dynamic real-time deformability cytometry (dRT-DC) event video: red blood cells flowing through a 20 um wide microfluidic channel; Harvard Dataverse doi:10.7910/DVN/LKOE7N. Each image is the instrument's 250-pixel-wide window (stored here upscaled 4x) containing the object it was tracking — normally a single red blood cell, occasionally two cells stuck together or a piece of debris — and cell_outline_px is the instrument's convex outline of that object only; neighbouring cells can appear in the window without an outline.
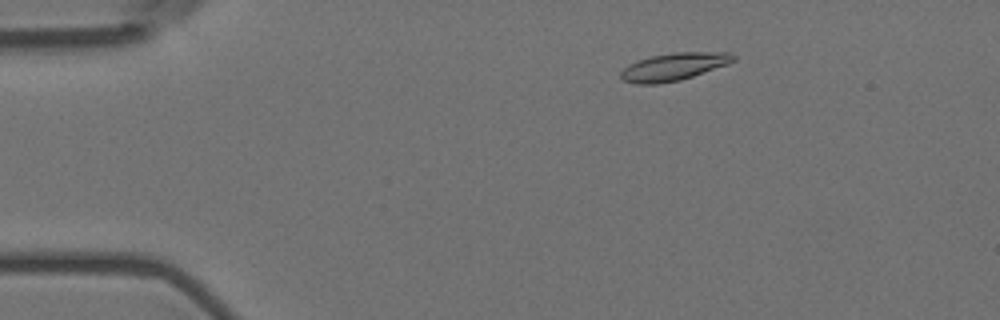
{"species": "Egyptian fruit bat (a non-hibernating species)", "species_latin": "Rousettus aegyptiacus", "temperature_condition": "room temperature", "stored_images_in_passage": 26, "camera_frame_rate_fps": 3000, "um_per_image_px": 0.085, "animal": {"sex": "female"}, "frame": {"image": 1, "passage_image": 1, "time_ms": 0.0, "image_size_px": [1000, 320], "cell_outline_px": [[736, 60], [728, 64], [680, 80], [656, 84], [636, 84], [624, 80], [620, 76], [620, 72], [628, 64], [652, 56], [676, 52], [732, 52], [736, 56]], "centroid_in_image_um": [57.3, 5.66], "position_along_channel_um": 27.7, "area_um2": 17.98}}
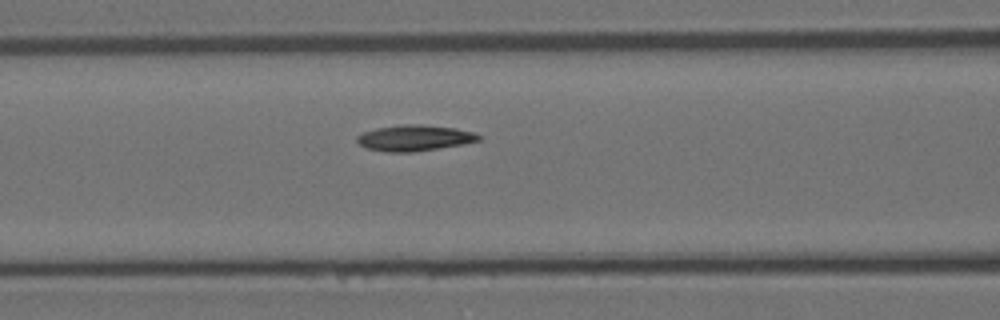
{"frame": {"image": 2, "passage_image": 15, "time_ms": 4.667, "image_size_px": [1000, 320], "cell_outline_px": [[480, 140], [460, 144], [412, 152], [384, 152], [364, 148], [356, 140], [356, 136], [364, 132], [376, 128], [404, 124], [420, 124], [456, 128], [472, 132], [480, 136]], "centroid_in_image_um": [35.16, 11.72], "position_along_channel_um": 131.4, "area_um2": 18.21}}
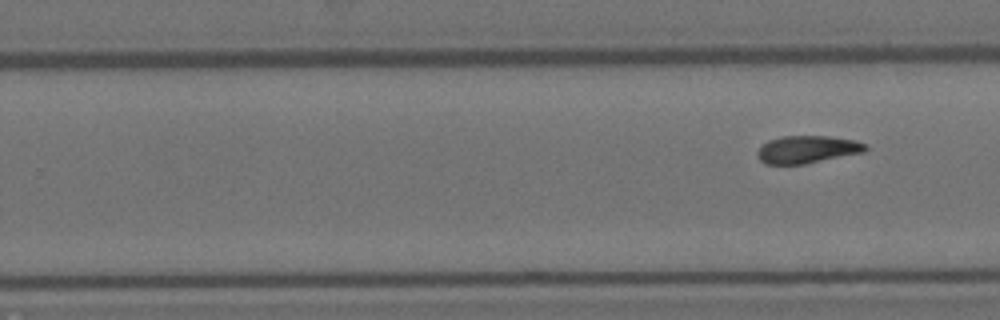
{"frame": {"image": 3, "passage_image": 26, "time_ms": 8.333, "image_size_px": [1000, 320], "cell_outline_px": [[868, 148], [864, 152], [804, 164], [764, 164], [756, 156], [756, 152], [768, 140], [780, 136], [828, 136], [856, 140], [868, 144]], "centroid_in_image_um": [68.62, 12.7], "position_along_channel_um": 261.2, "area_um2": 17.46}}